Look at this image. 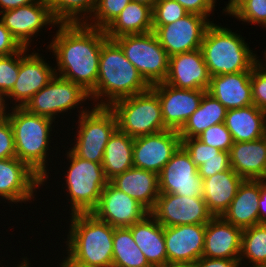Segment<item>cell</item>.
I'll return each instance as SVG.
<instances>
[{"instance_id": "1", "label": "cell", "mask_w": 266, "mask_h": 267, "mask_svg": "<svg viewBox=\"0 0 266 267\" xmlns=\"http://www.w3.org/2000/svg\"><path fill=\"white\" fill-rule=\"evenodd\" d=\"M57 27L47 45L56 57L55 75L81 85L90 93L97 84L101 48L108 37L104 30L85 23Z\"/></svg>"}, {"instance_id": "2", "label": "cell", "mask_w": 266, "mask_h": 267, "mask_svg": "<svg viewBox=\"0 0 266 267\" xmlns=\"http://www.w3.org/2000/svg\"><path fill=\"white\" fill-rule=\"evenodd\" d=\"M150 88L136 67L125 57L121 47L114 40L107 39L101 48L97 84L89 93L90 100L97 101L92 104L110 107L117 100L143 93Z\"/></svg>"}, {"instance_id": "3", "label": "cell", "mask_w": 266, "mask_h": 267, "mask_svg": "<svg viewBox=\"0 0 266 267\" xmlns=\"http://www.w3.org/2000/svg\"><path fill=\"white\" fill-rule=\"evenodd\" d=\"M11 108L8 109L7 118L14 133L16 157L35 172L42 179V185H45L50 174L47 157L50 151V138L53 136L51 131L55 132V129H52L55 121L32 114L23 107Z\"/></svg>"}, {"instance_id": "4", "label": "cell", "mask_w": 266, "mask_h": 267, "mask_svg": "<svg viewBox=\"0 0 266 267\" xmlns=\"http://www.w3.org/2000/svg\"><path fill=\"white\" fill-rule=\"evenodd\" d=\"M66 252L79 262L95 267H112L114 228L93 213L69 216Z\"/></svg>"}, {"instance_id": "5", "label": "cell", "mask_w": 266, "mask_h": 267, "mask_svg": "<svg viewBox=\"0 0 266 267\" xmlns=\"http://www.w3.org/2000/svg\"><path fill=\"white\" fill-rule=\"evenodd\" d=\"M201 51L212 76L252 72L257 55L239 33L212 23L204 35Z\"/></svg>"}, {"instance_id": "6", "label": "cell", "mask_w": 266, "mask_h": 267, "mask_svg": "<svg viewBox=\"0 0 266 267\" xmlns=\"http://www.w3.org/2000/svg\"><path fill=\"white\" fill-rule=\"evenodd\" d=\"M69 160L68 170L64 174L65 190L68 192L72 214L92 213L100 200L101 193L109 180L104 174L102 163H96L78 157L70 148L66 153Z\"/></svg>"}, {"instance_id": "7", "label": "cell", "mask_w": 266, "mask_h": 267, "mask_svg": "<svg viewBox=\"0 0 266 267\" xmlns=\"http://www.w3.org/2000/svg\"><path fill=\"white\" fill-rule=\"evenodd\" d=\"M117 128L132 138L166 130L158 95L149 90L115 101Z\"/></svg>"}, {"instance_id": "8", "label": "cell", "mask_w": 266, "mask_h": 267, "mask_svg": "<svg viewBox=\"0 0 266 267\" xmlns=\"http://www.w3.org/2000/svg\"><path fill=\"white\" fill-rule=\"evenodd\" d=\"M85 108L78 110L76 142L70 149L80 158L102 163L106 144L117 129V118L108 106Z\"/></svg>"}, {"instance_id": "9", "label": "cell", "mask_w": 266, "mask_h": 267, "mask_svg": "<svg viewBox=\"0 0 266 267\" xmlns=\"http://www.w3.org/2000/svg\"><path fill=\"white\" fill-rule=\"evenodd\" d=\"M113 40L150 86L165 81L169 68V55L153 31L123 35Z\"/></svg>"}, {"instance_id": "10", "label": "cell", "mask_w": 266, "mask_h": 267, "mask_svg": "<svg viewBox=\"0 0 266 267\" xmlns=\"http://www.w3.org/2000/svg\"><path fill=\"white\" fill-rule=\"evenodd\" d=\"M87 99H91L90 94L81 85L55 75L23 108L55 121L57 116L75 110L79 104H85Z\"/></svg>"}, {"instance_id": "11", "label": "cell", "mask_w": 266, "mask_h": 267, "mask_svg": "<svg viewBox=\"0 0 266 267\" xmlns=\"http://www.w3.org/2000/svg\"><path fill=\"white\" fill-rule=\"evenodd\" d=\"M213 22L205 16L188 13L171 24L153 25V32L171 57L200 49L206 30Z\"/></svg>"}, {"instance_id": "12", "label": "cell", "mask_w": 266, "mask_h": 267, "mask_svg": "<svg viewBox=\"0 0 266 267\" xmlns=\"http://www.w3.org/2000/svg\"><path fill=\"white\" fill-rule=\"evenodd\" d=\"M150 214L163 227L207 224L213 218L203 197L171 193H160Z\"/></svg>"}, {"instance_id": "13", "label": "cell", "mask_w": 266, "mask_h": 267, "mask_svg": "<svg viewBox=\"0 0 266 267\" xmlns=\"http://www.w3.org/2000/svg\"><path fill=\"white\" fill-rule=\"evenodd\" d=\"M0 20L22 47H31L32 39L41 29L59 23L52 14L49 0H37L31 4L0 13Z\"/></svg>"}, {"instance_id": "14", "label": "cell", "mask_w": 266, "mask_h": 267, "mask_svg": "<svg viewBox=\"0 0 266 267\" xmlns=\"http://www.w3.org/2000/svg\"><path fill=\"white\" fill-rule=\"evenodd\" d=\"M29 48L19 50V75L11 92L6 96L12 107H24L26 103L45 87L55 76V68L46 63L44 57L37 53H27ZM26 53V54H25Z\"/></svg>"}, {"instance_id": "15", "label": "cell", "mask_w": 266, "mask_h": 267, "mask_svg": "<svg viewBox=\"0 0 266 267\" xmlns=\"http://www.w3.org/2000/svg\"><path fill=\"white\" fill-rule=\"evenodd\" d=\"M160 193L202 197L203 179L190 155L180 146L158 174Z\"/></svg>"}, {"instance_id": "16", "label": "cell", "mask_w": 266, "mask_h": 267, "mask_svg": "<svg viewBox=\"0 0 266 267\" xmlns=\"http://www.w3.org/2000/svg\"><path fill=\"white\" fill-rule=\"evenodd\" d=\"M181 146L179 132L164 131L134 138L133 166L159 174Z\"/></svg>"}, {"instance_id": "17", "label": "cell", "mask_w": 266, "mask_h": 267, "mask_svg": "<svg viewBox=\"0 0 266 267\" xmlns=\"http://www.w3.org/2000/svg\"><path fill=\"white\" fill-rule=\"evenodd\" d=\"M151 89L159 97L165 127L178 132L198 109L206 92L202 89H180L164 82L152 85Z\"/></svg>"}, {"instance_id": "18", "label": "cell", "mask_w": 266, "mask_h": 267, "mask_svg": "<svg viewBox=\"0 0 266 267\" xmlns=\"http://www.w3.org/2000/svg\"><path fill=\"white\" fill-rule=\"evenodd\" d=\"M92 213L115 228L130 227L150 214L144 206L110 181L103 189L99 203Z\"/></svg>"}, {"instance_id": "19", "label": "cell", "mask_w": 266, "mask_h": 267, "mask_svg": "<svg viewBox=\"0 0 266 267\" xmlns=\"http://www.w3.org/2000/svg\"><path fill=\"white\" fill-rule=\"evenodd\" d=\"M41 186L42 179L17 157L0 159V198L5 202H29Z\"/></svg>"}, {"instance_id": "20", "label": "cell", "mask_w": 266, "mask_h": 267, "mask_svg": "<svg viewBox=\"0 0 266 267\" xmlns=\"http://www.w3.org/2000/svg\"><path fill=\"white\" fill-rule=\"evenodd\" d=\"M206 224L164 227L168 262L195 264L203 255Z\"/></svg>"}, {"instance_id": "21", "label": "cell", "mask_w": 266, "mask_h": 267, "mask_svg": "<svg viewBox=\"0 0 266 267\" xmlns=\"http://www.w3.org/2000/svg\"><path fill=\"white\" fill-rule=\"evenodd\" d=\"M210 79L201 49L169 57L168 74L164 83L180 89L207 91Z\"/></svg>"}, {"instance_id": "22", "label": "cell", "mask_w": 266, "mask_h": 267, "mask_svg": "<svg viewBox=\"0 0 266 267\" xmlns=\"http://www.w3.org/2000/svg\"><path fill=\"white\" fill-rule=\"evenodd\" d=\"M243 229L213 217L205 230L203 255L207 258L240 260Z\"/></svg>"}, {"instance_id": "23", "label": "cell", "mask_w": 266, "mask_h": 267, "mask_svg": "<svg viewBox=\"0 0 266 267\" xmlns=\"http://www.w3.org/2000/svg\"><path fill=\"white\" fill-rule=\"evenodd\" d=\"M252 72H238L212 76L207 92L227 110L253 104Z\"/></svg>"}, {"instance_id": "24", "label": "cell", "mask_w": 266, "mask_h": 267, "mask_svg": "<svg viewBox=\"0 0 266 267\" xmlns=\"http://www.w3.org/2000/svg\"><path fill=\"white\" fill-rule=\"evenodd\" d=\"M230 167L243 179H266V136L249 142H233Z\"/></svg>"}, {"instance_id": "25", "label": "cell", "mask_w": 266, "mask_h": 267, "mask_svg": "<svg viewBox=\"0 0 266 267\" xmlns=\"http://www.w3.org/2000/svg\"><path fill=\"white\" fill-rule=\"evenodd\" d=\"M110 182L139 202L149 212L153 209L160 194L158 174L134 166L116 175Z\"/></svg>"}, {"instance_id": "26", "label": "cell", "mask_w": 266, "mask_h": 267, "mask_svg": "<svg viewBox=\"0 0 266 267\" xmlns=\"http://www.w3.org/2000/svg\"><path fill=\"white\" fill-rule=\"evenodd\" d=\"M260 180L244 179L222 218L242 229L259 224Z\"/></svg>"}, {"instance_id": "27", "label": "cell", "mask_w": 266, "mask_h": 267, "mask_svg": "<svg viewBox=\"0 0 266 267\" xmlns=\"http://www.w3.org/2000/svg\"><path fill=\"white\" fill-rule=\"evenodd\" d=\"M243 180L231 167L203 179L202 197L213 217L222 216L227 210Z\"/></svg>"}, {"instance_id": "28", "label": "cell", "mask_w": 266, "mask_h": 267, "mask_svg": "<svg viewBox=\"0 0 266 267\" xmlns=\"http://www.w3.org/2000/svg\"><path fill=\"white\" fill-rule=\"evenodd\" d=\"M128 228L131 230L137 246L152 267H159L168 262L164 227L151 214Z\"/></svg>"}, {"instance_id": "29", "label": "cell", "mask_w": 266, "mask_h": 267, "mask_svg": "<svg viewBox=\"0 0 266 267\" xmlns=\"http://www.w3.org/2000/svg\"><path fill=\"white\" fill-rule=\"evenodd\" d=\"M224 123L233 142H249L266 136V112L254 104L227 110Z\"/></svg>"}, {"instance_id": "30", "label": "cell", "mask_w": 266, "mask_h": 267, "mask_svg": "<svg viewBox=\"0 0 266 267\" xmlns=\"http://www.w3.org/2000/svg\"><path fill=\"white\" fill-rule=\"evenodd\" d=\"M104 31L111 40L123 35L152 32V8L131 1Z\"/></svg>"}, {"instance_id": "31", "label": "cell", "mask_w": 266, "mask_h": 267, "mask_svg": "<svg viewBox=\"0 0 266 267\" xmlns=\"http://www.w3.org/2000/svg\"><path fill=\"white\" fill-rule=\"evenodd\" d=\"M133 145L134 138L118 128L110 136L102 161L104 174L109 181L133 167Z\"/></svg>"}, {"instance_id": "32", "label": "cell", "mask_w": 266, "mask_h": 267, "mask_svg": "<svg viewBox=\"0 0 266 267\" xmlns=\"http://www.w3.org/2000/svg\"><path fill=\"white\" fill-rule=\"evenodd\" d=\"M227 109L207 91L198 109L189 117L179 131L181 139L196 138L209 127L225 122Z\"/></svg>"}, {"instance_id": "33", "label": "cell", "mask_w": 266, "mask_h": 267, "mask_svg": "<svg viewBox=\"0 0 266 267\" xmlns=\"http://www.w3.org/2000/svg\"><path fill=\"white\" fill-rule=\"evenodd\" d=\"M112 267H152L128 227L114 228Z\"/></svg>"}, {"instance_id": "34", "label": "cell", "mask_w": 266, "mask_h": 267, "mask_svg": "<svg viewBox=\"0 0 266 267\" xmlns=\"http://www.w3.org/2000/svg\"><path fill=\"white\" fill-rule=\"evenodd\" d=\"M97 1L49 0L52 14L59 24L86 23L89 21Z\"/></svg>"}, {"instance_id": "35", "label": "cell", "mask_w": 266, "mask_h": 267, "mask_svg": "<svg viewBox=\"0 0 266 267\" xmlns=\"http://www.w3.org/2000/svg\"><path fill=\"white\" fill-rule=\"evenodd\" d=\"M266 265V224H257L243 229L240 263Z\"/></svg>"}, {"instance_id": "36", "label": "cell", "mask_w": 266, "mask_h": 267, "mask_svg": "<svg viewBox=\"0 0 266 267\" xmlns=\"http://www.w3.org/2000/svg\"><path fill=\"white\" fill-rule=\"evenodd\" d=\"M222 11L244 23L259 24L266 29V0H232Z\"/></svg>"}, {"instance_id": "37", "label": "cell", "mask_w": 266, "mask_h": 267, "mask_svg": "<svg viewBox=\"0 0 266 267\" xmlns=\"http://www.w3.org/2000/svg\"><path fill=\"white\" fill-rule=\"evenodd\" d=\"M132 0H98L87 24L105 30ZM92 19V20H91Z\"/></svg>"}, {"instance_id": "38", "label": "cell", "mask_w": 266, "mask_h": 267, "mask_svg": "<svg viewBox=\"0 0 266 267\" xmlns=\"http://www.w3.org/2000/svg\"><path fill=\"white\" fill-rule=\"evenodd\" d=\"M189 12L176 0H158L152 9L153 25H168Z\"/></svg>"}, {"instance_id": "39", "label": "cell", "mask_w": 266, "mask_h": 267, "mask_svg": "<svg viewBox=\"0 0 266 267\" xmlns=\"http://www.w3.org/2000/svg\"><path fill=\"white\" fill-rule=\"evenodd\" d=\"M19 75V51L0 56V92L6 97L14 87Z\"/></svg>"}, {"instance_id": "40", "label": "cell", "mask_w": 266, "mask_h": 267, "mask_svg": "<svg viewBox=\"0 0 266 267\" xmlns=\"http://www.w3.org/2000/svg\"><path fill=\"white\" fill-rule=\"evenodd\" d=\"M196 138L210 147L218 148L220 151L229 152L233 146L231 133L226 128L225 123H219L209 127Z\"/></svg>"}, {"instance_id": "41", "label": "cell", "mask_w": 266, "mask_h": 267, "mask_svg": "<svg viewBox=\"0 0 266 267\" xmlns=\"http://www.w3.org/2000/svg\"><path fill=\"white\" fill-rule=\"evenodd\" d=\"M181 146L190 155L197 168L210 158H220V150L218 148L210 147L197 138L181 139Z\"/></svg>"}, {"instance_id": "42", "label": "cell", "mask_w": 266, "mask_h": 267, "mask_svg": "<svg viewBox=\"0 0 266 267\" xmlns=\"http://www.w3.org/2000/svg\"><path fill=\"white\" fill-rule=\"evenodd\" d=\"M253 104L266 112V71L257 64L251 74Z\"/></svg>"}, {"instance_id": "43", "label": "cell", "mask_w": 266, "mask_h": 267, "mask_svg": "<svg viewBox=\"0 0 266 267\" xmlns=\"http://www.w3.org/2000/svg\"><path fill=\"white\" fill-rule=\"evenodd\" d=\"M16 157L14 133L6 117L0 118V159Z\"/></svg>"}, {"instance_id": "44", "label": "cell", "mask_w": 266, "mask_h": 267, "mask_svg": "<svg viewBox=\"0 0 266 267\" xmlns=\"http://www.w3.org/2000/svg\"><path fill=\"white\" fill-rule=\"evenodd\" d=\"M230 168L229 152L220 151V158H210L200 165L197 170L202 179L209 178L218 172Z\"/></svg>"}, {"instance_id": "45", "label": "cell", "mask_w": 266, "mask_h": 267, "mask_svg": "<svg viewBox=\"0 0 266 267\" xmlns=\"http://www.w3.org/2000/svg\"><path fill=\"white\" fill-rule=\"evenodd\" d=\"M189 13L199 14L205 17H210V14L216 9V0H176Z\"/></svg>"}, {"instance_id": "46", "label": "cell", "mask_w": 266, "mask_h": 267, "mask_svg": "<svg viewBox=\"0 0 266 267\" xmlns=\"http://www.w3.org/2000/svg\"><path fill=\"white\" fill-rule=\"evenodd\" d=\"M22 46L11 35L0 20V56H8L18 52Z\"/></svg>"}, {"instance_id": "47", "label": "cell", "mask_w": 266, "mask_h": 267, "mask_svg": "<svg viewBox=\"0 0 266 267\" xmlns=\"http://www.w3.org/2000/svg\"><path fill=\"white\" fill-rule=\"evenodd\" d=\"M240 260L207 258L202 256L195 264V267H239Z\"/></svg>"}, {"instance_id": "48", "label": "cell", "mask_w": 266, "mask_h": 267, "mask_svg": "<svg viewBox=\"0 0 266 267\" xmlns=\"http://www.w3.org/2000/svg\"><path fill=\"white\" fill-rule=\"evenodd\" d=\"M259 224H266V179L260 180Z\"/></svg>"}, {"instance_id": "49", "label": "cell", "mask_w": 266, "mask_h": 267, "mask_svg": "<svg viewBox=\"0 0 266 267\" xmlns=\"http://www.w3.org/2000/svg\"><path fill=\"white\" fill-rule=\"evenodd\" d=\"M37 0H0V13L31 4Z\"/></svg>"}, {"instance_id": "50", "label": "cell", "mask_w": 266, "mask_h": 267, "mask_svg": "<svg viewBox=\"0 0 266 267\" xmlns=\"http://www.w3.org/2000/svg\"><path fill=\"white\" fill-rule=\"evenodd\" d=\"M68 256L64 257L62 262L59 263L60 267H95L91 266L82 262H79L78 260L74 259L68 252L66 253Z\"/></svg>"}, {"instance_id": "51", "label": "cell", "mask_w": 266, "mask_h": 267, "mask_svg": "<svg viewBox=\"0 0 266 267\" xmlns=\"http://www.w3.org/2000/svg\"><path fill=\"white\" fill-rule=\"evenodd\" d=\"M6 103V104H5ZM6 102V97L0 92V118L6 117L8 115L7 108L10 109Z\"/></svg>"}, {"instance_id": "52", "label": "cell", "mask_w": 266, "mask_h": 267, "mask_svg": "<svg viewBox=\"0 0 266 267\" xmlns=\"http://www.w3.org/2000/svg\"><path fill=\"white\" fill-rule=\"evenodd\" d=\"M159 267H195V266L189 263L167 262L166 264Z\"/></svg>"}, {"instance_id": "53", "label": "cell", "mask_w": 266, "mask_h": 267, "mask_svg": "<svg viewBox=\"0 0 266 267\" xmlns=\"http://www.w3.org/2000/svg\"><path fill=\"white\" fill-rule=\"evenodd\" d=\"M132 1L148 5L152 9L154 8L155 4L158 2V0H132Z\"/></svg>"}, {"instance_id": "54", "label": "cell", "mask_w": 266, "mask_h": 267, "mask_svg": "<svg viewBox=\"0 0 266 267\" xmlns=\"http://www.w3.org/2000/svg\"><path fill=\"white\" fill-rule=\"evenodd\" d=\"M264 57H265V59H264V57H263V60L264 61H266V50H264ZM259 57H257V65L258 66H260L263 70H265L266 71V62H262V59H258ZM260 60V61H259ZM264 63V64H263Z\"/></svg>"}, {"instance_id": "55", "label": "cell", "mask_w": 266, "mask_h": 267, "mask_svg": "<svg viewBox=\"0 0 266 267\" xmlns=\"http://www.w3.org/2000/svg\"><path fill=\"white\" fill-rule=\"evenodd\" d=\"M30 261L27 259V257H24L21 262L18 263L17 267H31ZM30 265V266H29Z\"/></svg>"}, {"instance_id": "56", "label": "cell", "mask_w": 266, "mask_h": 267, "mask_svg": "<svg viewBox=\"0 0 266 267\" xmlns=\"http://www.w3.org/2000/svg\"><path fill=\"white\" fill-rule=\"evenodd\" d=\"M241 265V266H240ZM239 267H243L242 263H240ZM266 267V265H248V267Z\"/></svg>"}]
</instances>
